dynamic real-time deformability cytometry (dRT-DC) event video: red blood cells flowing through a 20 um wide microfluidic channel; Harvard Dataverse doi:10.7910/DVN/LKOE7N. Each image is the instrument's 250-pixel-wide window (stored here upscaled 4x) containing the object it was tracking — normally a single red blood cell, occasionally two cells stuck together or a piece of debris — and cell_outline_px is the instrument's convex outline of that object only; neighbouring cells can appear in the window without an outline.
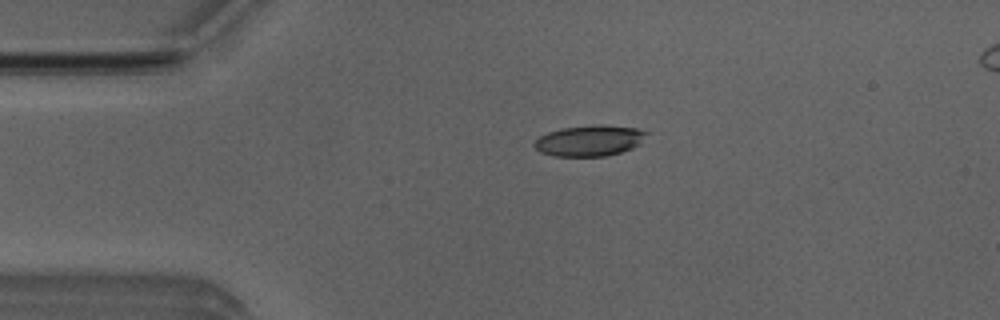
{"species": "Egyptian fruit bat (a non-hibernating species)", "species_latin": "Rousettus aegyptiacus", "temperature_condition": "room temperature", "stored_images_in_passage": 37, "camera_frame_rate_fps": 3000, "um_per_image_px": 0.085, "animal": {"sex": "male"}, "frame": {"image": 1, "passage_image": 2, "time_ms": 0.333, "image_size_px": [1000, 320], "cell_outline_px": [[652, 132], [640, 144], [632, 148], [620, 152], [604, 156], [552, 156], [540, 152], [532, 144], [540, 136], [548, 132], [564, 128], [596, 124], [600, 124], [636, 128]], "centroid_in_image_um": [50.16, 11.95], "position_along_channel_um": 34.8, "area_um2": 20.35}}
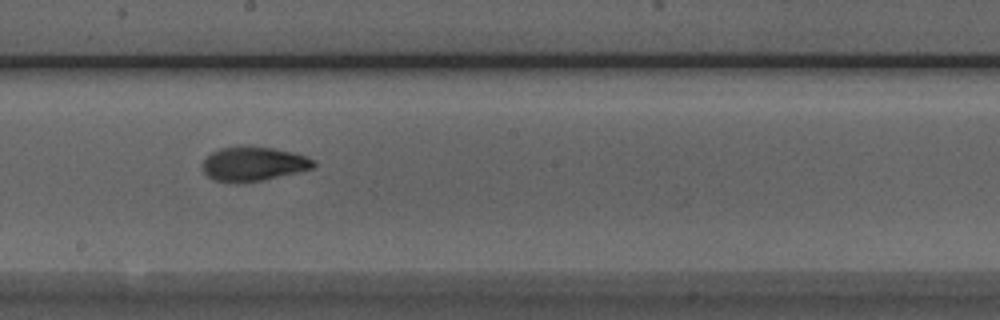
{"frame": {"image": 2, "passage_image": 19, "time_ms": 6.0, "image_size_px": [1000, 320], "cell_outline_px": [[316, 164], [312, 168], [296, 172], [260, 180], [212, 180], [204, 172], [204, 160], [212, 152], [220, 148], [236, 144], [272, 148], [292, 152], [308, 156], [316, 160]], "centroid_in_image_um": [21.57, 13.86], "position_along_channel_um": 226.6, "area_um2": 21.68}}
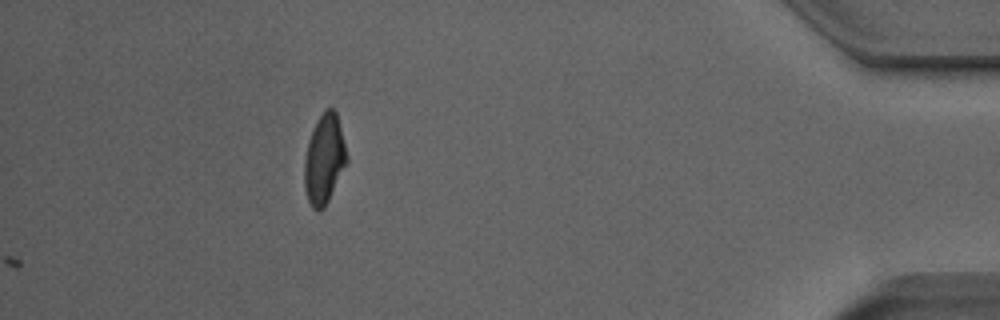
{"frame": {"image": 3, "passage_image": 37, "time_ms": 12.0, "image_size_px": [1000, 320], "cell_outline_px": [[348, 160], [324, 208], [316, 212], [312, 208], [308, 200], [304, 188], [304, 160], [308, 140], [320, 116], [328, 108], [332, 108], [336, 112], [348, 156]], "centroid_in_image_um": [27.55, 13.57], "position_along_channel_um": 407.7, "area_um2": 21.79}, "authors_computed_cell_mechanics": {"area_um2": 21.4438, "velocity_mm_per_s": 4.0003, "shape_relaxation_time_tau1_ms": 3.7935, "shape_relaxation_time_tau2_ms": 1.6782, "deformation_change_tau1": 0.1479, "deformation_change_tau2": 0.0872}}